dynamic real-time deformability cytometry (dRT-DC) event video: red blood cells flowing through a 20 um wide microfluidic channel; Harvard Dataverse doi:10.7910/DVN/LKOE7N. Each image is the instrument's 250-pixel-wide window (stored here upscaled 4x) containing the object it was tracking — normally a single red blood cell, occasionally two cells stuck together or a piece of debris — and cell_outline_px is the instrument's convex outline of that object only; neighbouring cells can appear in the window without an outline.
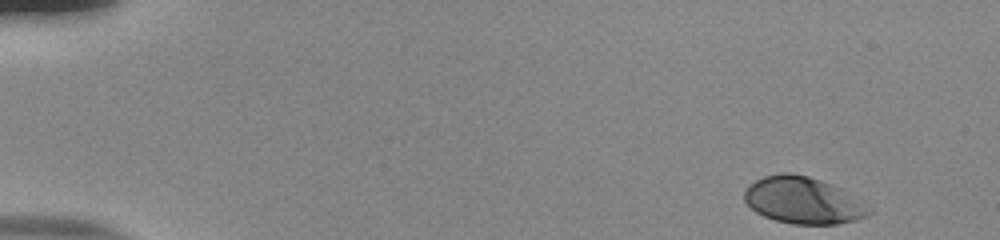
{"species": "human", "species_latin": "Homo sapiens", "temperature_condition": "room temperature", "stored_images_in_passage": 45, "camera_frame_rate_fps": 3000, "um_per_image_px": 0.085, "donor": {"sex": "male"}, "frame": {"image": 1, "passage_image": 1, "time_ms": 0.0, "image_size_px": [1000, 240], "cell_outline_px": [[872, 212], [856, 220], [836, 224], [792, 224], [776, 220], [764, 216], [756, 212], [744, 200], [744, 192], [756, 180], [764, 176], [780, 172], [788, 172], [808, 176], [820, 180], [840, 188], [872, 208]], "centroid_in_image_um": [68.26, 17.03], "position_along_channel_um": 16.7, "area_um2": 33.64}}
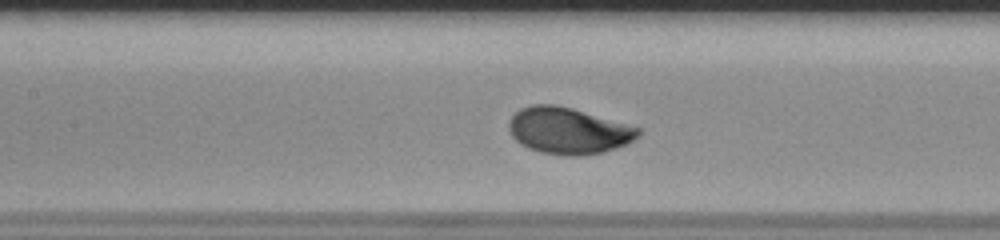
{"frame": {"image": 2, "passage_image": 23, "time_ms": 7.333, "image_size_px": [1000, 240], "cell_outline_px": [[640, 136], [624, 144], [600, 152], [580, 156], [568, 156], [540, 152], [528, 148], [520, 144], [512, 136], [508, 128], [508, 124], [512, 116], [520, 108], [532, 104], [556, 104], [572, 108], [628, 124], [640, 128]], "centroid_in_image_um": [48.27, 11.1], "position_along_channel_um": 159.1, "area_um2": 34.85}}
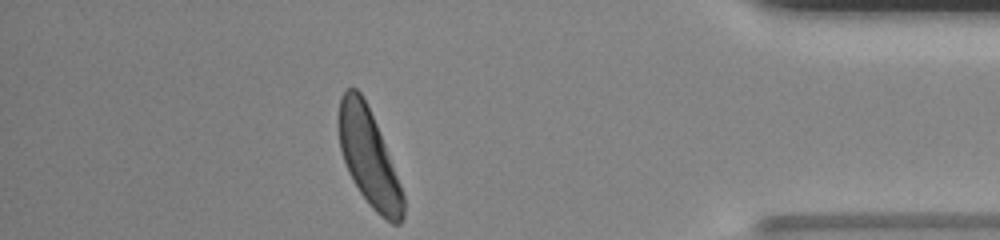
{"frame": {"image": 3, "passage_image": 45, "time_ms": 14.667, "image_size_px": [1000, 240], "cell_outline_px": [[404, 220], [400, 224], [392, 224], [380, 216], [372, 208], [360, 192], [352, 180], [348, 172], [340, 148], [336, 124], [336, 120], [340, 96], [344, 88], [356, 88], [360, 92], [376, 124], [400, 184], [404, 196]], "centroid_in_image_um": [31.31, 13.38], "position_along_channel_um": 403.9, "area_um2": 36.36}, "authors_computed_cell_mechanics": {"area_um2": 33.813, "velocity_mm_per_s": 3.7941, "shape_relaxation_time_tau1_ms": 2.6426, "shape_relaxation_time_tau2_ms": null, "deformation_change_tau1": 0.1495, "deformation_change_tau2": null}}